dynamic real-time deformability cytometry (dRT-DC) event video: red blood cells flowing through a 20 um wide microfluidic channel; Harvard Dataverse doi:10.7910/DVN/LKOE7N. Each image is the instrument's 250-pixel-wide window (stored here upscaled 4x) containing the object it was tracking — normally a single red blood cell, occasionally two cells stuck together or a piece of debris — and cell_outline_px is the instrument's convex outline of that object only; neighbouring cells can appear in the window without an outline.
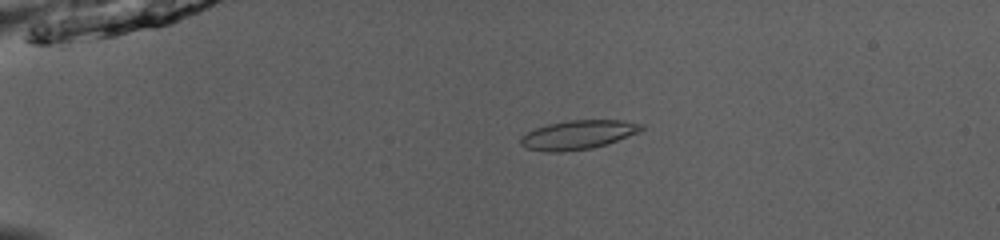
{"species": "common noctule bat (a hibernating species)", "species_latin": "Nyctalus noctula", "temperature_condition": "room temperature", "stored_images_in_passage": 40, "camera_frame_rate_fps": 3000, "um_per_image_px": 0.085, "animal": {"sex": "male", "body_mass_g": 13.0, "forearm_length_mm": 53.1}, "frame": {"image": 1, "passage_image": 1, "time_ms": 0.0, "image_size_px": [1000, 240], "cell_outline_px": [[644, 128], [640, 132], [592, 148], [560, 152], [544, 152], [528, 148], [520, 144], [520, 136], [536, 128], [548, 124], [568, 120], [620, 120], [644, 124]], "centroid_in_image_um": [49.12, 11.45], "position_along_channel_um": 35.9, "area_um2": 20.29}}
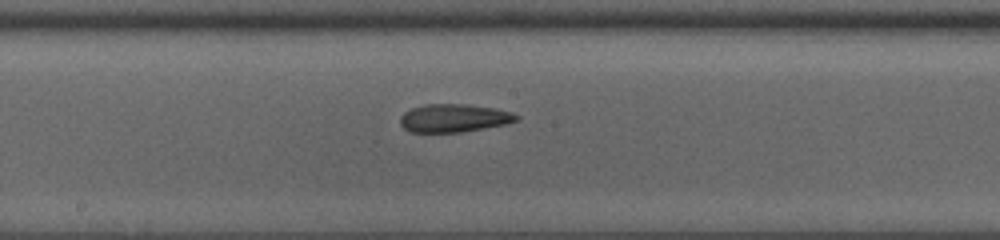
{"frame": {"image": 2, "passage_image": 18, "time_ms": 5.667, "image_size_px": [1000, 240], "cell_outline_px": [[520, 116], [516, 120], [504, 124], [460, 132], [408, 132], [400, 124], [400, 116], [404, 112], [412, 108], [424, 104], [464, 104], [496, 108], [512, 112]], "centroid_in_image_um": [38.54, 10.03], "position_along_channel_um": 209.7, "area_um2": 18.96}}
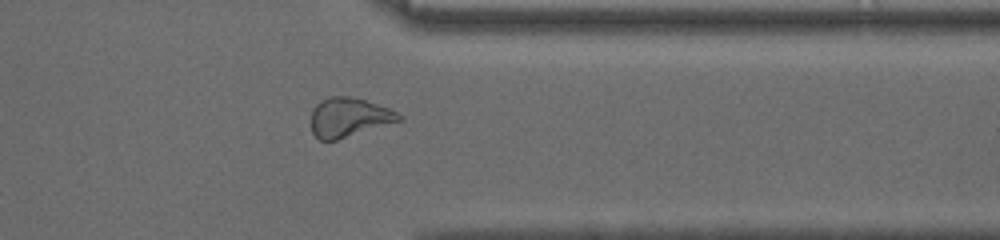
{"frame": {"image": 3, "passage_image": 31, "time_ms": 10.0, "image_size_px": [1000, 240], "cell_outline_px": [[400, 120], [336, 140], [320, 140], [312, 132], [312, 108], [316, 104], [332, 96], [352, 96], [388, 108], [396, 112], [400, 116]], "centroid_in_image_um": [29.61, 9.97], "position_along_channel_um": 381.8, "area_um2": 19.48}, "authors_computed_cell_mechanics": {"area_um2": 20.1433, "velocity_mm_per_s": 4.0084, "shape_relaxation_time_tau1_ms": null, "shape_relaxation_time_tau2_ms": 3.2471, "deformation_change_tau1": null, "deformation_change_tau2": 0.1133}}